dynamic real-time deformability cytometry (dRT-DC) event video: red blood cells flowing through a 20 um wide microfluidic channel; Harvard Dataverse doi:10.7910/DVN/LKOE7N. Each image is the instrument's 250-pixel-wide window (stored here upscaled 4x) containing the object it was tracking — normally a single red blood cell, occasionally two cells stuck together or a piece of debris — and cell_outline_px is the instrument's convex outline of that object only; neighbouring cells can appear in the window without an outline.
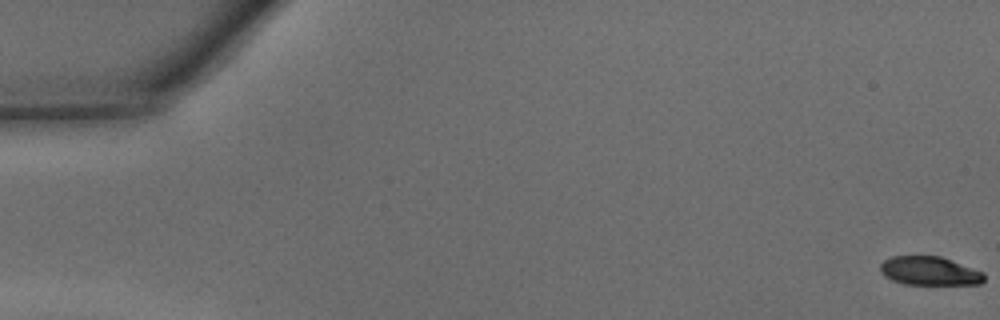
{"species": "common noctule bat (a hibernating species)", "species_latin": "Nyctalus noctula", "temperature_condition": "warm", "stored_images_in_passage": 16, "camera_frame_rate_fps": 3000, "um_per_image_px": 0.085, "animal": {"sex": "male", "body_mass_g": 15.6}, "frame": {"image": 1, "passage_image": 1, "time_ms": 0.0, "image_size_px": [1000, 320], "cell_outline_px": [[984, 280], [980, 284], [904, 284], [892, 280], [884, 276], [880, 272], [880, 264], [884, 260], [892, 256], [940, 256], [984, 272]], "centroid_in_image_um": [78.99, 23.03], "position_along_channel_um": 6.0, "area_um2": 17.34}}
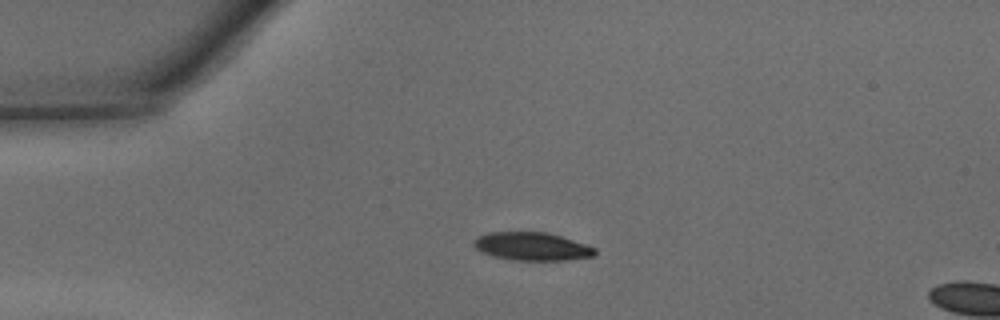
{"frame": {"image": 2, "passage_image": 12, "time_ms": 3.667, "image_size_px": [1000, 320], "cell_outline_px": [[596, 256], [564, 260], [512, 260], [492, 256], [480, 252], [472, 244], [472, 240], [488, 232], [548, 232], [596, 248]], "centroid_in_image_um": [45.18, 20.95], "position_along_channel_um": 39.8, "area_um2": 19.88}}